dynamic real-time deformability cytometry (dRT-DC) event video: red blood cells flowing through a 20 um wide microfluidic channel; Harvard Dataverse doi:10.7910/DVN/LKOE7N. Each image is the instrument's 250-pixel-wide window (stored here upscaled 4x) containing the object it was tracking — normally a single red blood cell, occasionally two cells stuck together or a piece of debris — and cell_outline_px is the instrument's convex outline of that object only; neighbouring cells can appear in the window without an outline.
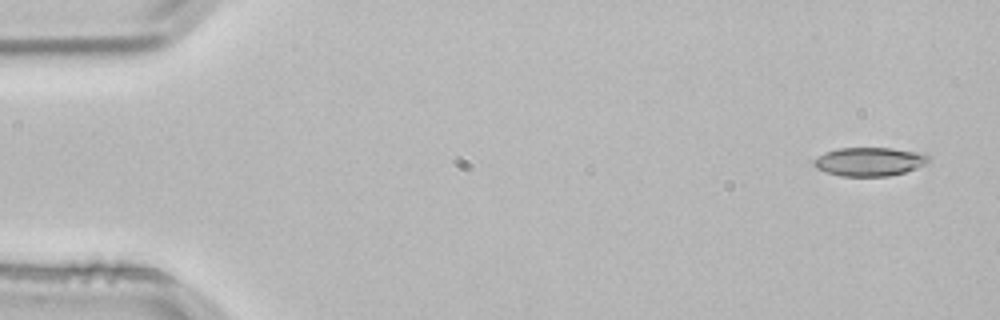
{"species": "common noctule bat (a hibernating species)", "species_latin": "Nyctalus noctula", "temperature_condition": "room temperature", "stored_images_in_passage": 4, "camera_frame_rate_fps": 3000, "um_per_image_px": 0.085, "animal": {"sex": "male", "body_mass_g": 21.5, "forearm_length_mm": 52.0}, "frame": {"image": 1, "passage_image": 1, "time_ms": 0.0, "image_size_px": [1000, 320], "cell_outline_px": [[928, 160], [924, 164], [916, 168], [904, 172], [888, 176], [840, 176], [824, 172], [816, 168], [812, 164], [812, 160], [824, 152], [840, 148], [892, 148], [924, 152], [928, 156]], "centroid_in_image_um": [73.86, 13.73], "position_along_channel_um": 11.1, "area_um2": 19.31}}